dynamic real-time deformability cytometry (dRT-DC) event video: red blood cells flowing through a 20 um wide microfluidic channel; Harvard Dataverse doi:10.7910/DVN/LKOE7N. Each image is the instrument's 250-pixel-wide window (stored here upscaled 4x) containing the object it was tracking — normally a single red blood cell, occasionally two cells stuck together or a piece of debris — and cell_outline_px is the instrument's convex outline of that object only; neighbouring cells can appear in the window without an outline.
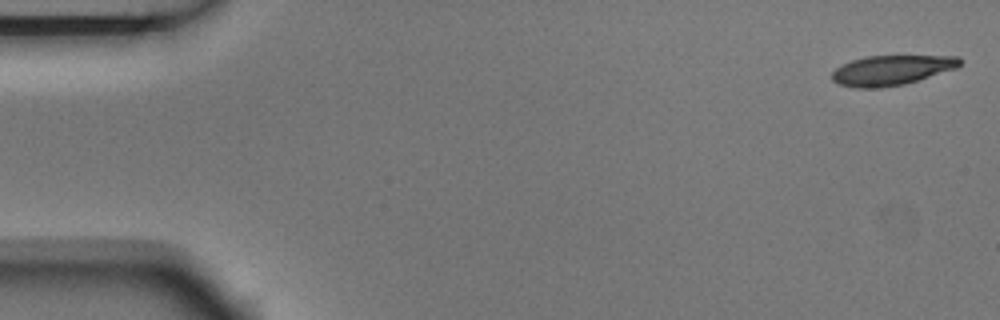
{"species": "Egyptian fruit bat (a non-hibernating species)", "species_latin": "Rousettus aegyptiacus", "temperature_condition": "room temperature", "stored_images_in_passage": 5, "camera_frame_rate_fps": 3000, "um_per_image_px": 0.085, "animal": {"sex": "male"}, "frame": {"image": 1, "passage_image": 1, "time_ms": 0.0, "image_size_px": [1000, 320], "cell_outline_px": [[964, 60], [956, 68], [904, 84], [880, 88], [856, 88], [840, 84], [832, 80], [832, 72], [840, 64], [864, 56], [960, 56]], "centroid_in_image_um": [75.77, 5.96], "position_along_channel_um": 9.2, "area_um2": 22.25}}